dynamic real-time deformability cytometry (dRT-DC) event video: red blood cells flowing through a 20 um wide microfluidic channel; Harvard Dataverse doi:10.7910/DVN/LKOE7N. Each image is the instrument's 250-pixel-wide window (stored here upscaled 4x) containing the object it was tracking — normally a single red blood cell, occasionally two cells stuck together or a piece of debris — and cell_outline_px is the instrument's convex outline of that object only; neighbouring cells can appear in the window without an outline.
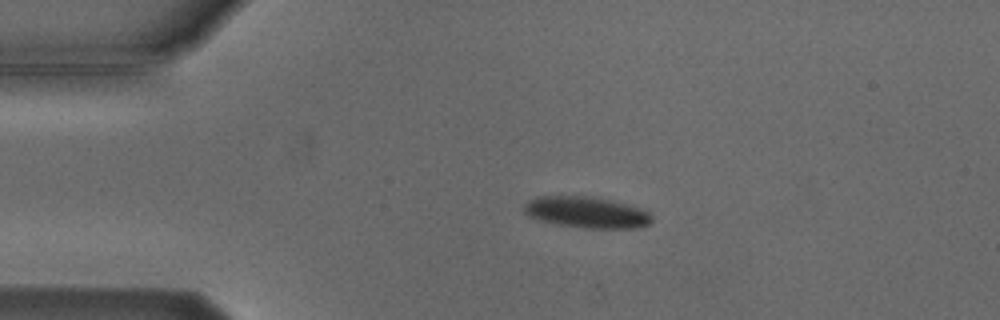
{"species": "Egyptian fruit bat (a non-hibernating species)", "species_latin": "Rousettus aegyptiacus", "temperature_condition": "cold", "stored_images_in_passage": 4, "camera_frame_rate_fps": 3000, "um_per_image_px": 0.085, "animal": {"sex": "male"}, "frame": {"image": 1, "passage_image": 3, "time_ms": 2.333, "image_size_px": [1000, 320], "cell_outline_px": [[652, 220], [648, 224], [640, 228], [584, 228], [556, 224], [540, 220], [528, 216], [524, 212], [524, 204], [528, 200], [536, 196], [584, 196], [608, 200], [640, 208], [648, 212], [652, 216]], "centroid_in_image_um": [49.82, 18.06], "position_along_channel_um": 35.2, "area_um2": 23.12}}